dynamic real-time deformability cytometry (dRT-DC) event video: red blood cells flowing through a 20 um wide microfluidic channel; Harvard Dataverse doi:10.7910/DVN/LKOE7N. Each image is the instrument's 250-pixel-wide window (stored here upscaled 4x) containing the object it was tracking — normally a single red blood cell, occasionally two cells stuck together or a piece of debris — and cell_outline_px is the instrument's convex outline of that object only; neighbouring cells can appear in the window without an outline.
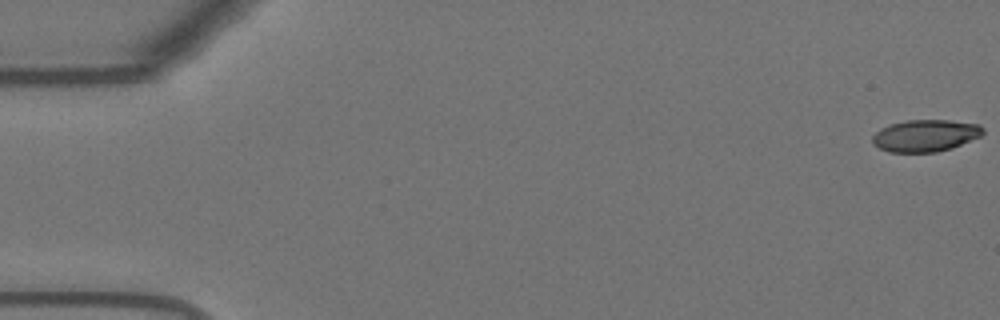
{"species": "Egyptian fruit bat (a non-hibernating species)", "species_latin": "Rousettus aegyptiacus", "temperature_condition": "warm", "stored_images_in_passage": 56, "camera_frame_rate_fps": 3000, "um_per_image_px": 0.085, "animal": {"sex": "female"}, "frame": {"image": 1, "passage_image": 1, "time_ms": 0.0, "image_size_px": [1000, 320], "cell_outline_px": [[984, 132], [980, 136], [952, 148], [936, 152], [888, 152], [872, 144], [872, 136], [880, 128], [892, 124], [908, 120], [948, 120], [980, 124], [984, 128]], "centroid_in_image_um": [78.66, 11.53], "position_along_channel_um": 6.3, "area_um2": 20.58}}
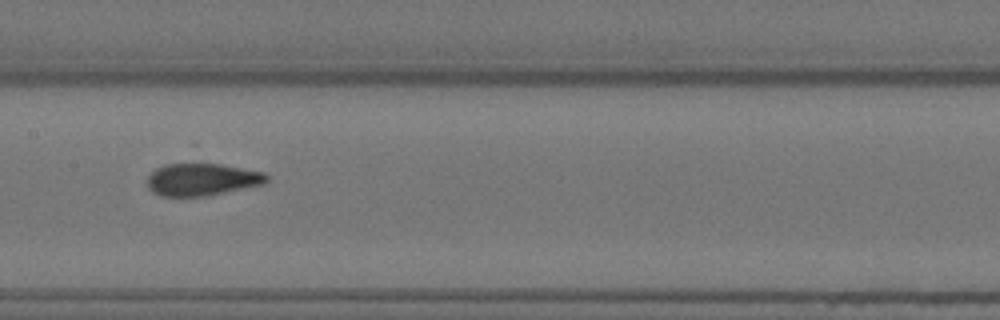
{"frame": {"image": 2, "passage_image": 28, "time_ms": 9.0, "image_size_px": [1000, 320], "cell_outline_px": [[268, 180], [264, 184], [204, 196], [160, 196], [152, 192], [148, 188], [148, 176], [156, 168], [164, 164], [220, 164], [264, 172], [268, 176]], "centroid_in_image_um": [17.15, 15.26], "position_along_channel_um": 190.2, "area_um2": 22.31}}
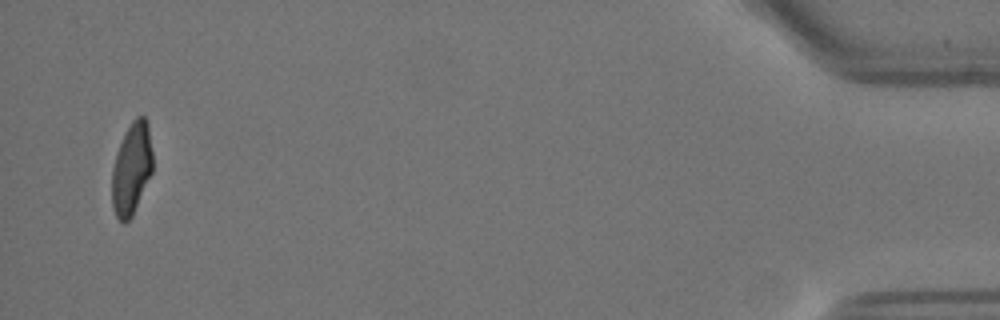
{"frame": {"image": 3, "passage_image": 54, "time_ms": 17.667, "image_size_px": [1000, 320], "cell_outline_px": [[152, 172], [132, 216], [124, 224], [116, 216], [112, 204], [112, 168], [116, 152], [124, 132], [132, 120], [136, 116], [144, 116], [148, 124], [152, 152]], "centroid_in_image_um": [11.17, 14.31], "position_along_channel_um": 424.0, "area_um2": 21.85}, "authors_computed_cell_mechanics": {"area_um2": 22.9466, "velocity_mm_per_s": 3.6833, "shape_relaxation_time_tau1_ms": null, "shape_relaxation_time_tau2_ms": 0.8221, "deformation_change_tau1": null, "deformation_change_tau2": 0.0743}}